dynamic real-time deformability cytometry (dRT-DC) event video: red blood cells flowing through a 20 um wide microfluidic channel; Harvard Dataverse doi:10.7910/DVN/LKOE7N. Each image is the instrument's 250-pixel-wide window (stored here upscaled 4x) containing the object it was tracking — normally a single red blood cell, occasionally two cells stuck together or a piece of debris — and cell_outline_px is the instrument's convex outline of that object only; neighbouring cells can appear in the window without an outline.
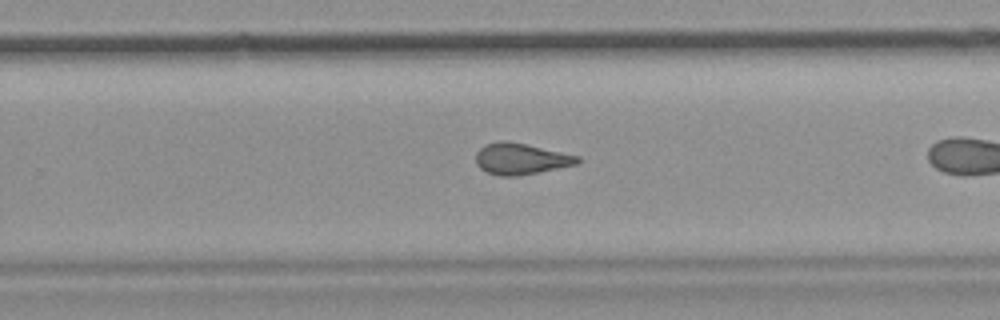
{"species": "common noctule bat (a hibernating species)", "species_latin": "Nyctalus noctula", "temperature_condition": "room temperature", "stored_images_in_passage": 26, "camera_frame_rate_fps": 3000, "um_per_image_px": 0.085, "animal": {"sex": "female", "body_mass_g": 19.9}, "frame": {"image": 1, "passage_image": 19, "time_ms": 6.0, "image_size_px": [1000, 320], "cell_outline_px": [[580, 160], [576, 164], [516, 176], [500, 176], [488, 172], [480, 168], [476, 164], [476, 152], [484, 144], [500, 140], [508, 140], [528, 144], [580, 156]], "centroid_in_image_um": [44.23, 13.47], "position_along_channel_um": 285.6, "area_um2": 18.5}}